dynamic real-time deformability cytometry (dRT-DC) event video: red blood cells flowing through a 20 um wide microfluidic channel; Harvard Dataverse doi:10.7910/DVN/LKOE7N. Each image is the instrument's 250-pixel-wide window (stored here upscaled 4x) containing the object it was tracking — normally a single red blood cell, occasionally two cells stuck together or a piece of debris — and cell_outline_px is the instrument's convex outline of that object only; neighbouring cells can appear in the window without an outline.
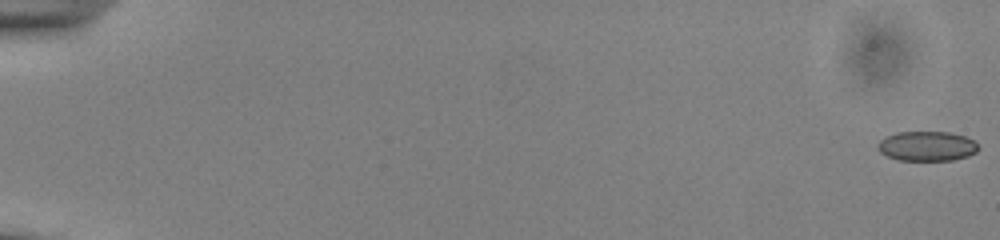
{"species": "common noctule bat (a hibernating species)", "species_latin": "Nyctalus noctula", "temperature_condition": "cold", "stored_images_in_passage": 55, "camera_frame_rate_fps": 3000, "um_per_image_px": 0.085, "animal": {"sex": "male", "body_mass_g": 13.0, "forearm_length_mm": 53.1}, "frame": {"image": 1, "passage_image": 1, "time_ms": 0.0, "image_size_px": [1000, 240], "cell_outline_px": [[980, 148], [976, 152], [968, 156], [952, 160], [900, 160], [888, 156], [880, 152], [876, 148], [876, 144], [880, 140], [896, 132], [948, 132], [964, 136], [976, 140]], "centroid_in_image_um": [78.81, 12.42], "position_along_channel_um": 6.2, "area_um2": 17.51}}
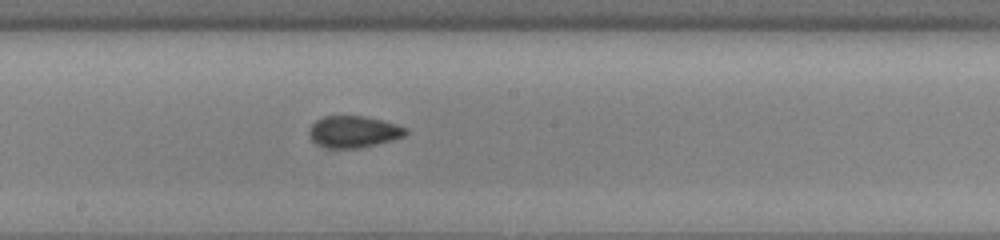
{"frame": {"image": 2, "passage_image": 32, "time_ms": 10.333, "image_size_px": [1000, 240], "cell_outline_px": [[408, 132], [404, 136], [392, 140], [360, 148], [324, 148], [316, 144], [308, 136], [308, 128], [316, 120], [324, 116], [364, 116], [384, 120], [408, 128]], "centroid_in_image_um": [30.03, 11.2], "position_along_channel_um": 218.2, "area_um2": 18.09}}
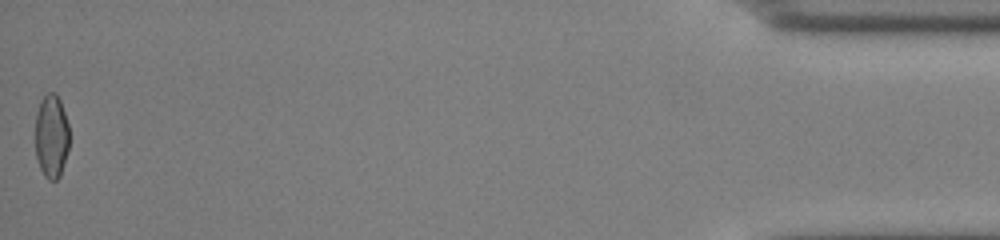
{"frame": {"image": 3, "passage_image": 55, "time_ms": 18.0, "image_size_px": [1000, 240], "cell_outline_px": [[68, 148], [60, 176], [56, 180], [48, 180], [44, 176], [36, 160], [36, 112], [40, 100], [48, 92], [56, 92], [60, 100], [68, 124]], "centroid_in_image_um": [4.36, 11.57], "position_along_channel_um": 430.8, "area_um2": 16.59}, "authors_computed_cell_mechanics": {"area_um2": 17.6868, "velocity_mm_per_s": 3.9049, "shape_relaxation_time_tau1_ms": 7.6319, "shape_relaxation_time_tau2_ms": 1.8806, "deformation_change_tau1": 0.1055, "deformation_change_tau2": 0.053}}